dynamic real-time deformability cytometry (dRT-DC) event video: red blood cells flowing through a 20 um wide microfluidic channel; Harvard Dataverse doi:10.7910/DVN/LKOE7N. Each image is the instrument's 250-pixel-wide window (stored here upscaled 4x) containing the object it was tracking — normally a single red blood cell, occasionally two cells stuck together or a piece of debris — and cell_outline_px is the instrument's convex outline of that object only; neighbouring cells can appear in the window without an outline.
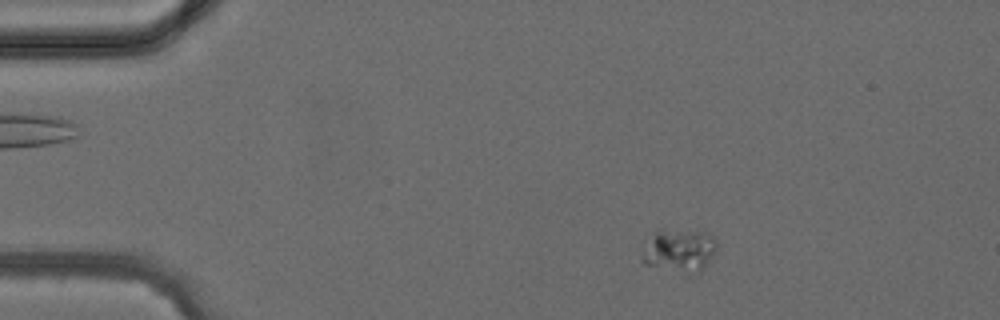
{"species": "common noctule bat (a hibernating species)", "species_latin": "Nyctalus noctula", "temperature_condition": "cold", "stored_images_in_passage": 3, "camera_frame_rate_fps": 3000, "um_per_image_px": 0.085, "animal": {"sex": "female", "body_mass_g": 24.6, "forearm_length_mm": 56.2}, "frame": {"image": 1, "passage_image": 3, "time_ms": 3.333, "image_size_px": [1000, 320], "cell_outline_px": [[716, 252], [704, 268], [696, 272], [644, 264], [640, 260], [640, 248], [644, 236], [656, 228], [708, 232], [716, 240]], "centroid_in_image_um": [57.62, 21.18], "position_along_channel_um": 27.4, "area_um2": 19.25}}